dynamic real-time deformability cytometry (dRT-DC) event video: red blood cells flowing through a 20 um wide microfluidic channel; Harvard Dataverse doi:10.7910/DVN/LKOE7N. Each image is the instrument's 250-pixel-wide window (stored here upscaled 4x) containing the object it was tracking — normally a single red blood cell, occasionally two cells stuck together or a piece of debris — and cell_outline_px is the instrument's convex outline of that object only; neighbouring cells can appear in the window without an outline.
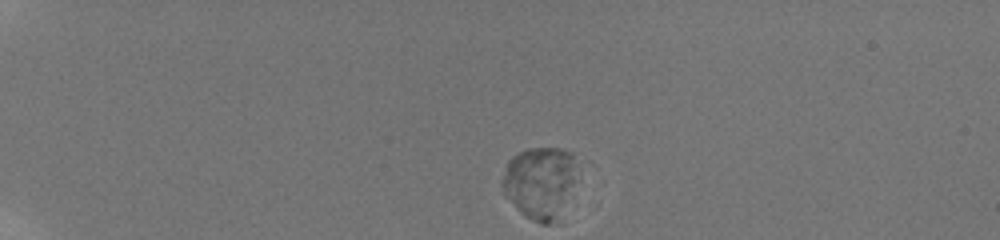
{"species": "human", "species_latin": "Homo sapiens", "temperature_condition": "room temperature", "stored_images_in_passage": 46, "camera_frame_rate_fps": 3000, "um_per_image_px": 0.085, "donor": {"sex": "male"}, "frame": {"image": 1, "passage_image": 1, "time_ms": 0.0, "image_size_px": [1000, 240], "cell_outline_px": [[580, 168], [556, 220], [548, 224], [540, 224], [532, 220], [520, 212], [504, 192], [500, 180], [508, 160], [512, 156], [528, 148], [560, 148], [572, 152]], "centroid_in_image_um": [45.89, 15.45], "position_along_channel_um": 39.1, "area_um2": 31.27}}
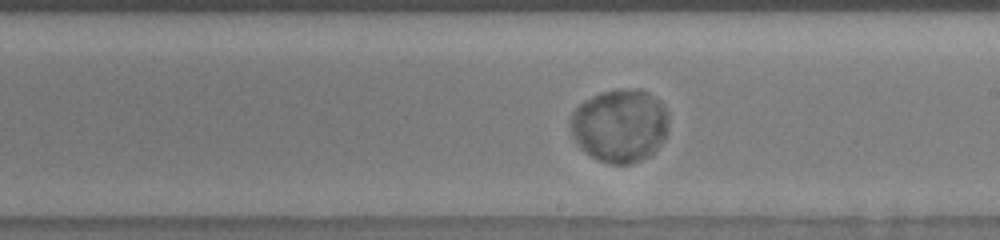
{"frame": {"image": 2, "passage_image": 25, "time_ms": 7.667, "image_size_px": [1000, 240], "cell_outline_px": [[668, 128], [664, 140], [648, 156], [640, 160], [628, 164], [612, 164], [596, 160], [580, 148], [568, 124], [572, 112], [584, 100], [600, 92], [636, 88], [640, 88], [648, 92], [660, 100], [668, 112]], "centroid_in_image_um": [52.69, 10.66], "position_along_channel_um": 236.3, "area_um2": 42.14}}
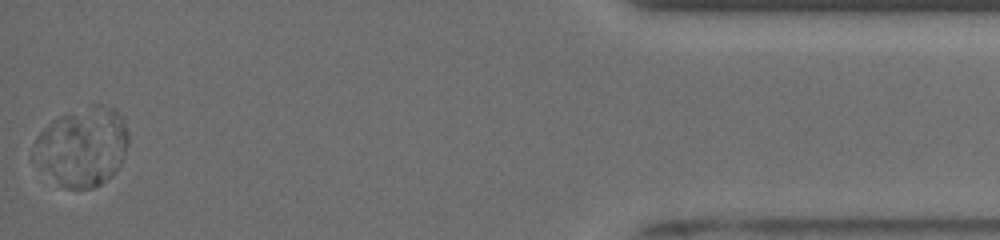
{"frame": {"image": 3, "passage_image": 45, "time_ms": 14.333, "image_size_px": [1000, 240], "cell_outline_px": [[128, 144], [120, 164], [112, 176], [100, 184], [92, 188], [64, 188], [32, 160], [32, 156], [36, 136], [52, 120], [60, 116], [92, 104], [100, 104], [116, 108], [124, 116], [128, 132]], "centroid_in_image_um": [7.02, 12.44], "position_along_channel_um": 428.2, "area_um2": 43.75}, "authors_computed_cell_mechanics": {"area_um2": 42.3674, "velocity_mm_per_s": 3.7351, "shape_relaxation_time_tau1_ms": 1.2037, "shape_relaxation_time_tau2_ms": null, "deformation_change_tau1": 0.0289, "deformation_change_tau2": null}}